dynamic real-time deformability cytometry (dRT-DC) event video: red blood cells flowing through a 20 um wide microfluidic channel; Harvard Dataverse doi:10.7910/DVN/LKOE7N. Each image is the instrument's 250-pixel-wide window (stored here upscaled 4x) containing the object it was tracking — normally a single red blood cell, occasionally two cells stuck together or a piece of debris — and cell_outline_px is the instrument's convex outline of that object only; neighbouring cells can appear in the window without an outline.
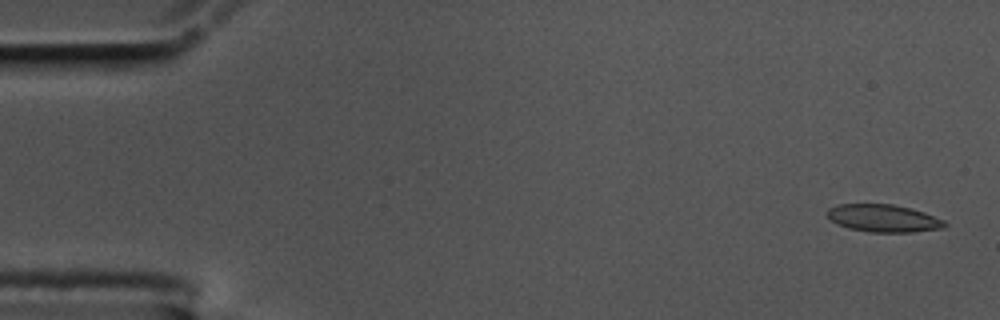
{"species": "common noctule bat (a hibernating species)", "species_latin": "Nyctalus noctula", "temperature_condition": "cold", "stored_images_in_passage": 58, "camera_frame_rate_fps": 3000, "um_per_image_px": 0.085, "animal": {"sex": "male", "body_mass_g": 17.5, "forearm_length_mm": 52.3}, "frame": {"image": 1, "passage_image": 2, "time_ms": 0.333, "image_size_px": [1000, 320], "cell_outline_px": [[948, 224], [944, 228], [912, 232], [868, 232], [848, 228], [836, 224], [828, 216], [828, 208], [836, 204], [892, 204], [912, 208], [924, 212], [944, 220]], "centroid_in_image_um": [75.1, 18.55], "position_along_channel_um": 9.9, "area_um2": 18.96}}
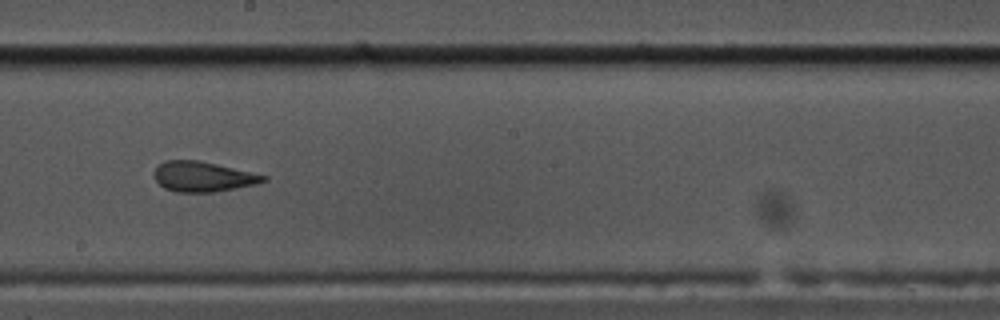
{"frame": {"image": 2, "passage_image": 32, "time_ms": 10.333, "image_size_px": [1000, 320], "cell_outline_px": [[268, 180], [256, 184], [212, 192], [176, 192], [164, 188], [152, 176], [152, 172], [164, 160], [200, 160], [268, 176]], "centroid_in_image_um": [17.22, 15.01], "position_along_channel_um": 231.0, "area_um2": 19.19}}
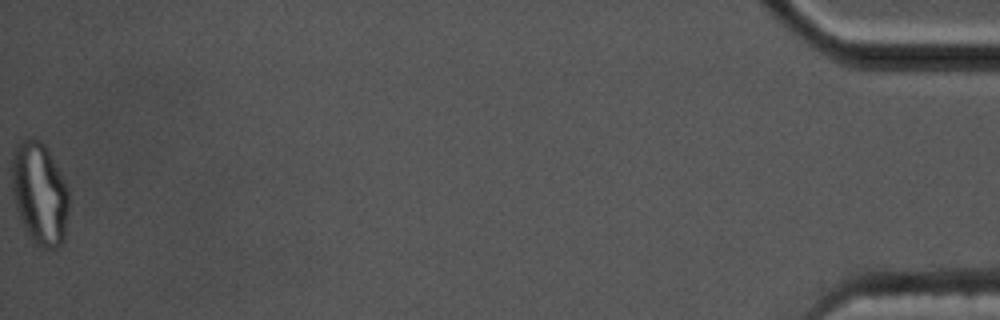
{"frame": {"image": 3, "passage_image": 58, "time_ms": 19.0, "image_size_px": [1000, 320], "cell_outline_px": [[68, 208], [64, 240], [56, 248], [44, 248], [36, 244], [32, 240], [24, 228], [16, 208], [12, 192], [12, 156], [16, 144], [28, 136], [32, 136], [40, 140], [44, 144], [60, 172], [68, 188]], "centroid_in_image_um": [3.35, 16.42], "position_along_channel_um": 431.8, "area_um2": 34.04}, "authors_computed_cell_mechanics": {"area_um2": 19.5364, "velocity_mm_per_s": 3.4771, "shape_relaxation_time_tau1_ms": null, "shape_relaxation_time_tau2_ms": 2.0093, "deformation_change_tau1": null, "deformation_change_tau2": 0.0884}}